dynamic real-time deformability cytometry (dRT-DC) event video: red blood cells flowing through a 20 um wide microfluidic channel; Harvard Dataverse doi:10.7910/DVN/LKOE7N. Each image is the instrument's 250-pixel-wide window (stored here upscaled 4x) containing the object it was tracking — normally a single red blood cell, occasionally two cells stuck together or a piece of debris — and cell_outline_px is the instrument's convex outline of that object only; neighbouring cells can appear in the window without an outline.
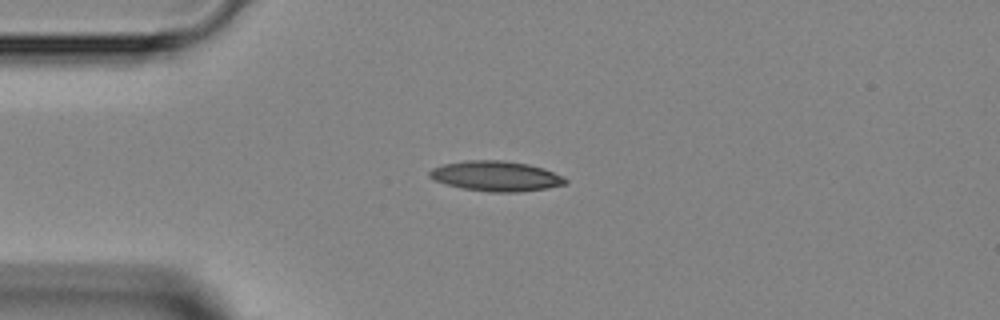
{"species": "Egyptian fruit bat (a non-hibernating species)", "species_latin": "Rousettus aegyptiacus", "temperature_condition": "room temperature", "stored_images_in_passage": 1, "camera_frame_rate_fps": 3000, "um_per_image_px": 0.085, "animal": {"sex": "female"}, "frame": {"image": 1, "passage_image": 1, "time_ms": 0.0, "image_size_px": [1000, 320], "cell_outline_px": [[568, 184], [548, 188], [520, 192], [488, 192], [464, 188], [448, 184], [436, 180], [428, 176], [428, 172], [432, 168], [444, 164], [464, 160], [504, 160], [528, 164], [544, 168], [568, 180]], "centroid_in_image_um": [42.18, 14.96], "position_along_channel_um": 42.8, "area_um2": 23.81}}